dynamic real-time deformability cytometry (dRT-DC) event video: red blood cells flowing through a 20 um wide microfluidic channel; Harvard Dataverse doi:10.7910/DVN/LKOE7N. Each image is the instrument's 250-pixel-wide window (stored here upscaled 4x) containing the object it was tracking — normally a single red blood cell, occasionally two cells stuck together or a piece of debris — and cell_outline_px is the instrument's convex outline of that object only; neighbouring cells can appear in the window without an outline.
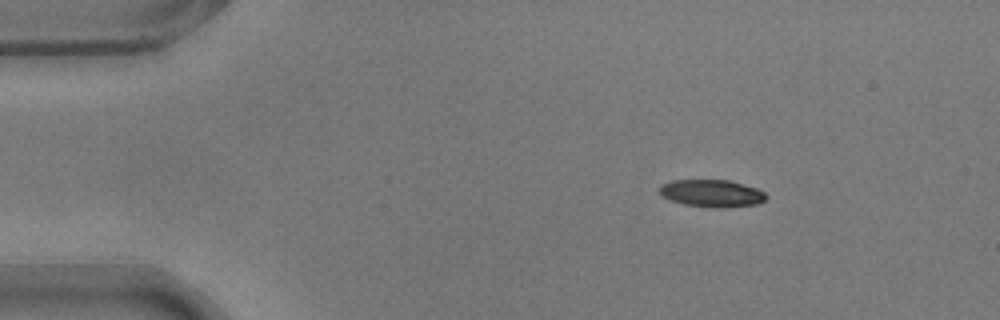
{"species": "common noctule bat (a hibernating species)", "species_latin": "Nyctalus noctula", "temperature_condition": "warm", "stored_images_in_passage": 54, "camera_frame_rate_fps": 3000, "um_per_image_px": 0.085, "animal": {"sex": "male", "body_mass_g": 17.9}, "frame": {"image": 1, "passage_image": 8, "time_ms": 2.333, "image_size_px": [1000, 320], "cell_outline_px": [[768, 196], [760, 204], [720, 208], [716, 208], [684, 204], [660, 196], [656, 188], [660, 184], [672, 180], [732, 180], [756, 188], [764, 192]], "centroid_in_image_um": [60.47, 16.42], "position_along_channel_um": 24.5, "area_um2": 17.28}}
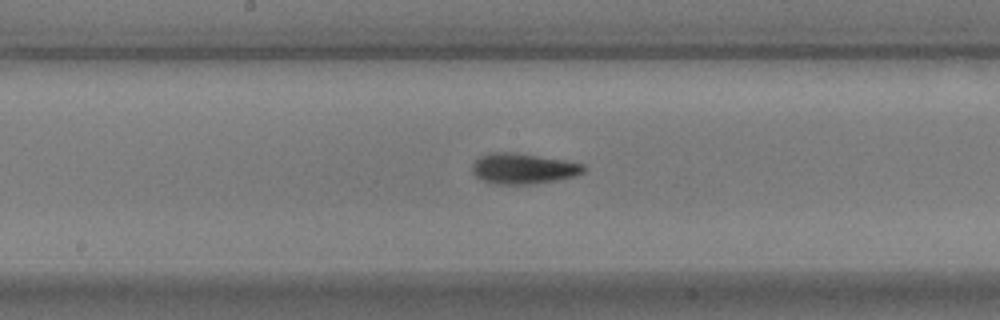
{"frame": {"image": 2, "passage_image": 28, "time_ms": 9.0, "image_size_px": [1000, 320], "cell_outline_px": [[584, 172], [576, 176], [532, 184], [496, 184], [484, 180], [476, 176], [472, 172], [472, 164], [480, 156], [488, 152], [516, 152], [564, 160], [584, 164]], "centroid_in_image_um": [44.46, 14.31], "position_along_channel_um": 203.7, "area_um2": 19.83}}
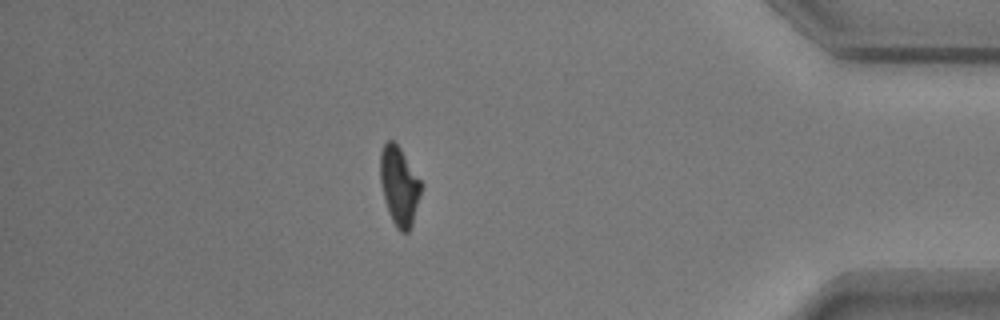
{"frame": {"image": 3, "passage_image": 47, "time_ms": 15.333, "image_size_px": [1000, 320], "cell_outline_px": [[424, 184], [412, 224], [408, 232], [400, 232], [396, 228], [388, 212], [384, 200], [380, 184], [380, 152], [384, 144], [388, 140], [392, 140], [400, 148]], "centroid_in_image_um": [33.94, 15.81], "position_along_channel_um": 401.3, "area_um2": 19.02}, "authors_computed_cell_mechanics": {"area_um2": 18.7272, "velocity_mm_per_s": 3.7414, "shape_relaxation_time_tau1_ms": 3.6793, "shape_relaxation_time_tau2_ms": 2.0957, "deformation_change_tau1": 0.1849, "deformation_change_tau2": 0.0829}}